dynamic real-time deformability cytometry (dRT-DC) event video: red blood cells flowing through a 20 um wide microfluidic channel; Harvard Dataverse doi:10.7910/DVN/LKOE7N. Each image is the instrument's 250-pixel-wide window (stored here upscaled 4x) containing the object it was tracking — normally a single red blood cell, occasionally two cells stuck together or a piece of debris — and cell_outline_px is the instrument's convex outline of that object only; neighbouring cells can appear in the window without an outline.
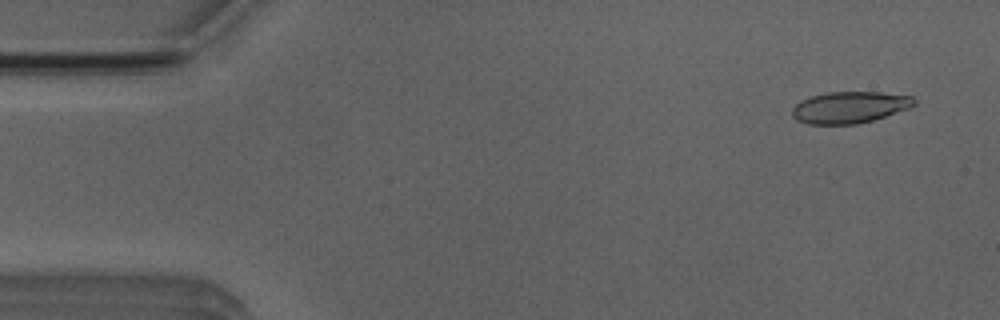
{"species": "Egyptian fruit bat (a non-hibernating species)", "species_latin": "Rousettus aegyptiacus", "temperature_condition": "room temperature", "stored_images_in_passage": 4, "camera_frame_rate_fps": 3000, "um_per_image_px": 0.085, "animal": {"sex": "male"}, "frame": {"image": 1, "passage_image": 1, "time_ms": 0.0, "image_size_px": [1000, 320], "cell_outline_px": [[916, 104], [908, 108], [872, 120], [856, 124], [808, 124], [796, 120], [792, 116], [792, 108], [800, 100], [812, 96], [828, 92], [880, 92], [912, 96], [916, 100]], "centroid_in_image_um": [72.19, 9.12], "position_along_channel_um": 12.8, "area_um2": 22.37}}